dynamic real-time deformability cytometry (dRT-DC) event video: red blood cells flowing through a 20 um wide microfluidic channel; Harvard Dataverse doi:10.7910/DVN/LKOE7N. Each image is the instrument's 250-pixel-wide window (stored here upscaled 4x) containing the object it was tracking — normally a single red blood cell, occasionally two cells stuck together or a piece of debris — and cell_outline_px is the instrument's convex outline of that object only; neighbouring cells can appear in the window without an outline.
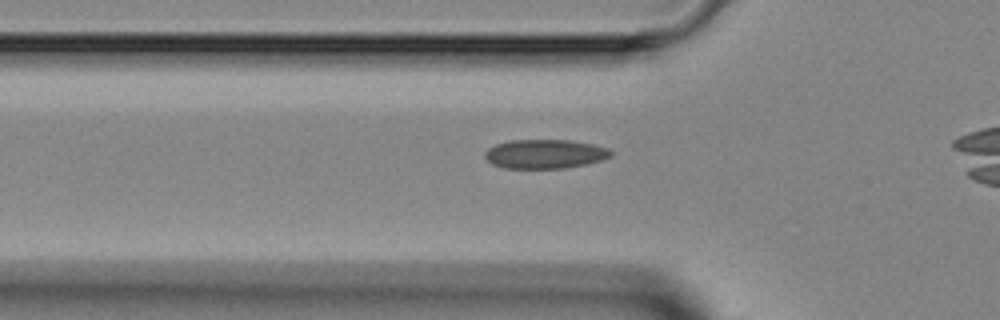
{"species": "Egyptian fruit bat (a non-hibernating species)", "species_latin": "Rousettus aegyptiacus", "temperature_condition": "room temperature", "stored_images_in_passage": 29, "camera_frame_rate_fps": 3000, "um_per_image_px": 0.085, "animal": {"sex": "female"}, "frame": {"image": 1, "passage_image": 6, "time_ms": 1.667, "image_size_px": [1000, 320], "cell_outline_px": [[612, 156], [600, 160], [584, 164], [564, 168], [504, 168], [492, 164], [484, 156], [484, 152], [488, 148], [496, 144], [508, 140], [568, 140], [592, 144], [608, 148], [612, 152]], "centroid_in_image_um": [46.28, 13.08], "position_along_channel_um": 79.5, "area_um2": 21.27}}
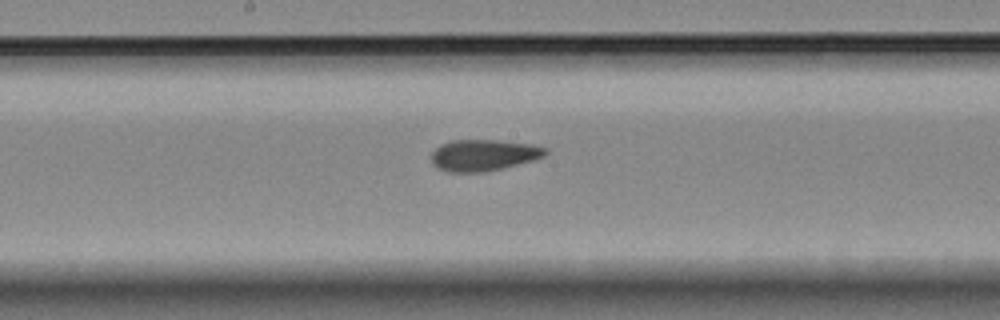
{"frame": {"image": 2, "passage_image": 15, "time_ms": 4.667, "image_size_px": [1000, 320], "cell_outline_px": [[548, 152], [544, 156], [532, 160], [484, 172], [448, 172], [436, 168], [432, 164], [432, 152], [440, 144], [452, 140], [496, 140], [532, 144], [548, 148]], "centroid_in_image_um": [41.07, 13.18], "position_along_channel_um": 207.1, "area_um2": 20.81}}
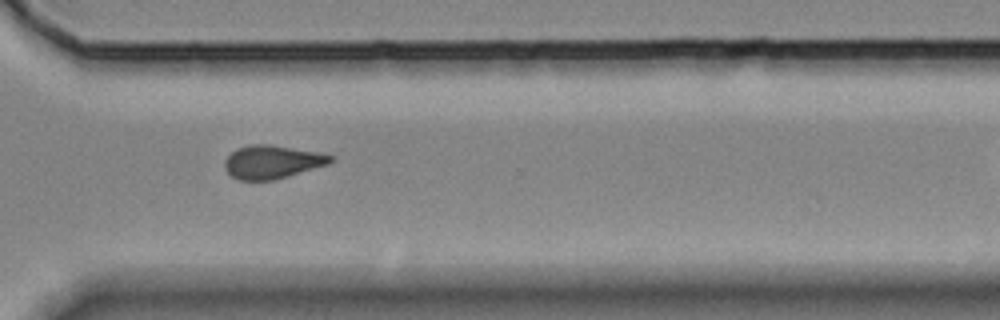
{"frame": {"image": 3, "passage_image": 25, "time_ms": 8.0, "image_size_px": [1000, 320], "cell_outline_px": [[336, 160], [328, 164], [288, 176], [272, 180], [240, 180], [232, 176], [224, 168], [224, 160], [236, 148], [252, 144], [268, 144], [324, 152], [336, 156]], "centroid_in_image_um": [23.19, 13.74], "position_along_channel_um": 347.4, "area_um2": 20.81}}